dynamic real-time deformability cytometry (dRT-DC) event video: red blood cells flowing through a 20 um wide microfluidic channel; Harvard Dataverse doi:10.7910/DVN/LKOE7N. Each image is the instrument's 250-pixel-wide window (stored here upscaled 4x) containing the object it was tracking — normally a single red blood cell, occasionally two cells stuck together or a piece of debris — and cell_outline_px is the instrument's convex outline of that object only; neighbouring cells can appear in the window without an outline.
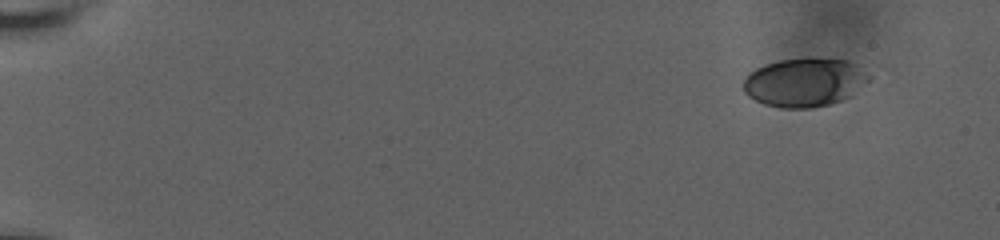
{"species": "human", "species_latin": "Homo sapiens", "temperature_condition": "room temperature", "stored_images_in_passage": 21, "camera_frame_rate_fps": 3000, "um_per_image_px": 0.085, "donor": {"sex": "male"}, "frame": {"image": 1, "passage_image": 1, "time_ms": 0.0, "image_size_px": [1000, 240], "cell_outline_px": [[872, 76], [868, 80], [848, 96], [840, 100], [828, 104], [812, 108], [780, 108], [764, 104], [748, 96], [744, 92], [744, 80], [748, 72], [756, 68], [780, 60], [848, 60], [860, 64]], "centroid_in_image_um": [68.38, 7.02], "position_along_channel_um": 16.6, "area_um2": 34.97}}
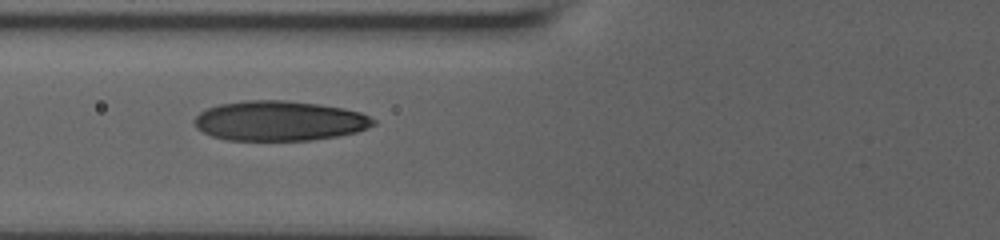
{"frame": {"image": 2, "passage_image": 18, "time_ms": 7.0, "image_size_px": [1000, 240], "cell_outline_px": [[376, 124], [368, 128], [356, 132], [336, 136], [312, 140], [228, 140], [212, 136], [196, 128], [192, 120], [200, 112], [208, 108], [220, 104], [244, 100], [284, 100], [320, 104], [344, 108], [360, 112], [376, 120]], "centroid_in_image_um": [23.75, 10.27], "position_along_channel_um": 102.1, "area_um2": 41.73}}
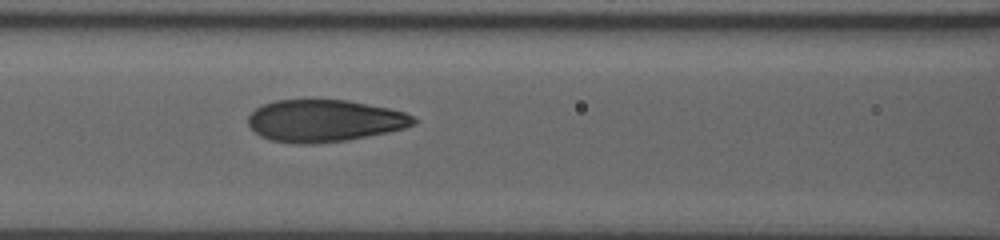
{"frame": {"image": 3, "passage_image": 21, "time_ms": 8.0, "image_size_px": [1000, 240], "cell_outline_px": [[420, 120], [416, 124], [404, 128], [388, 132], [348, 140], [316, 144], [296, 144], [272, 140], [260, 136], [248, 124], [248, 116], [256, 108], [264, 104], [276, 100], [344, 100], [388, 108], [404, 112]], "centroid_in_image_um": [27.59, 10.27], "position_along_channel_um": 139.0, "area_um2": 40.52}}